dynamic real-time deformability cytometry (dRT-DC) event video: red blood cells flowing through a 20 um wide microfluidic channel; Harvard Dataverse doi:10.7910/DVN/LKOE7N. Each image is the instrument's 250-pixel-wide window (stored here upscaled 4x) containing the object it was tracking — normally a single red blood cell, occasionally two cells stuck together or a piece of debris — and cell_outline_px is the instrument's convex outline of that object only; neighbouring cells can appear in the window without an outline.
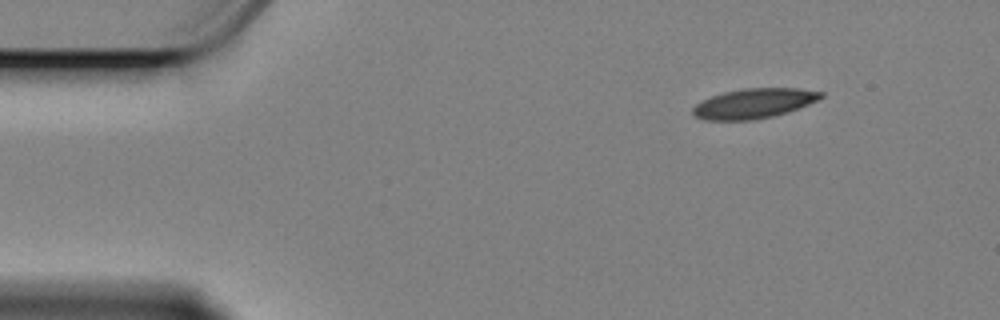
{"species": "Egyptian fruit bat (a non-hibernating species)", "species_latin": "Rousettus aegyptiacus", "temperature_condition": "cold", "stored_images_in_passage": 7, "camera_frame_rate_fps": 3000, "um_per_image_px": 0.085, "animal": {"sex": "female"}, "frame": {"image": 1, "passage_image": 1, "time_ms": 0.0, "image_size_px": [1000, 320], "cell_outline_px": [[824, 96], [820, 100], [788, 112], [772, 116], [752, 120], [704, 120], [696, 116], [692, 112], [692, 108], [696, 104], [712, 96], [724, 92], [744, 88], [800, 88], [824, 92]], "centroid_in_image_um": [64.13, 8.78], "position_along_channel_um": 20.9, "area_um2": 22.31}}